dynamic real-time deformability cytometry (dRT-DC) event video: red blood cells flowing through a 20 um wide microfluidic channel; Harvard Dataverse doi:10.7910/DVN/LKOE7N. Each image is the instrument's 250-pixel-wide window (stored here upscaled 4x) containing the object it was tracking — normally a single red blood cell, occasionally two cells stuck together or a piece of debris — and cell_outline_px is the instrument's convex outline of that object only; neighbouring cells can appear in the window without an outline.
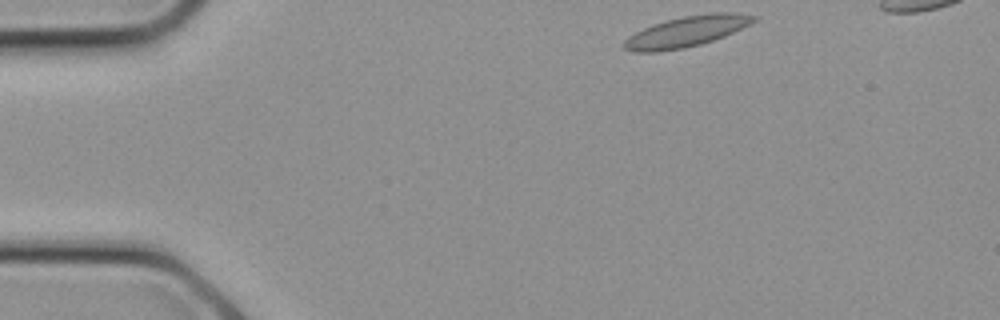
{"species": "common noctule bat (a hibernating species)", "species_latin": "Nyctalus noctula", "temperature_condition": "cold", "stored_images_in_passage": 8, "camera_frame_rate_fps": 3000, "um_per_image_px": 0.085, "animal": {"sex": "female", "body_mass_g": 21.9}, "frame": {"image": 1, "passage_image": 1, "time_ms": 0.0, "image_size_px": [1000, 320], "cell_outline_px": [[760, 16], [756, 20], [724, 36], [700, 44], [684, 48], [656, 52], [632, 52], [624, 48], [624, 40], [628, 36], [652, 24], [684, 16], [712, 12], [736, 12]], "centroid_in_image_um": [58.35, 2.67], "position_along_channel_um": 26.7, "area_um2": 23.0}}
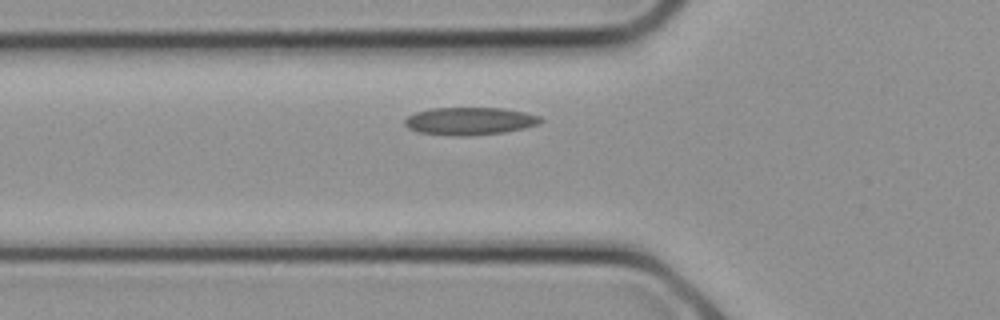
{"frame": {"image": 2, "passage_image": 6, "time_ms": 1.667, "image_size_px": [1000, 320], "cell_outline_px": [[544, 120], [540, 124], [524, 128], [504, 132], [468, 136], [448, 136], [416, 132], [408, 128], [404, 124], [404, 120], [408, 116], [416, 112], [432, 108], [504, 108], [524, 112], [540, 116]], "centroid_in_image_um": [39.92, 10.3], "position_along_channel_um": 85.9, "area_um2": 22.14}}
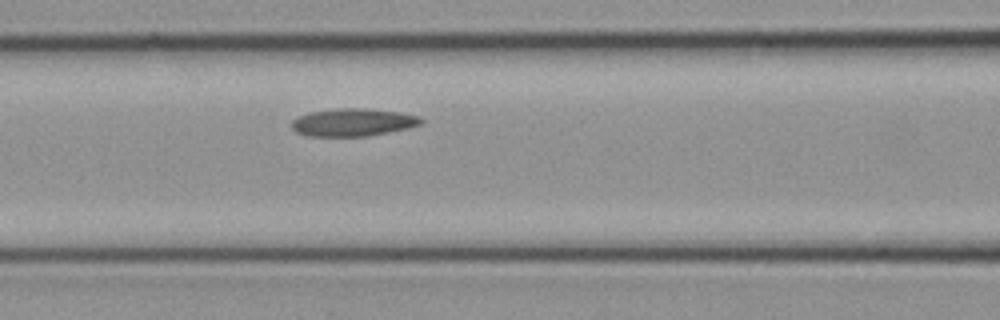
{"frame": {"image": 3, "passage_image": 8, "time_ms": 2.333, "image_size_px": [1000, 320], "cell_outline_px": [[424, 124], [408, 128], [368, 136], [308, 136], [296, 132], [292, 128], [292, 120], [296, 116], [308, 112], [336, 108], [368, 108], [400, 112], [420, 116], [424, 120]], "centroid_in_image_um": [30.02, 10.38], "position_along_channel_um": 136.6, "area_um2": 21.21}}